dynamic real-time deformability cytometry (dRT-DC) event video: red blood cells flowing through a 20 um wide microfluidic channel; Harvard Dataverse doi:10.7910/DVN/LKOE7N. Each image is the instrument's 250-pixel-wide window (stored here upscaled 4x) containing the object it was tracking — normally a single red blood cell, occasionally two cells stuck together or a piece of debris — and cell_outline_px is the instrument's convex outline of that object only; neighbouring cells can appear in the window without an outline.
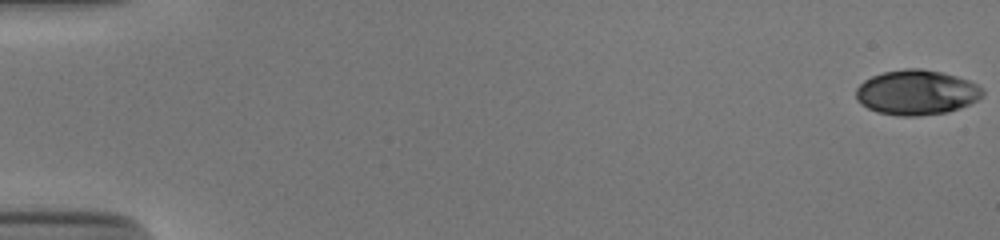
{"species": "human", "species_latin": "Homo sapiens", "temperature_condition": "cold", "stored_images_in_passage": 54, "camera_frame_rate_fps": 3000, "um_per_image_px": 0.085, "donor": {"sex": "male"}, "frame": {"image": 1, "passage_image": 1, "time_ms": 0.0, "image_size_px": [1000, 240], "cell_outline_px": [[984, 96], [960, 108], [948, 112], [920, 116], [900, 116], [876, 112], [860, 104], [856, 100], [856, 88], [864, 80], [872, 76], [884, 72], [908, 68], [920, 68], [940, 72], [956, 76], [968, 80], [984, 88]], "centroid_in_image_um": [77.9, 7.87], "position_along_channel_um": 7.1, "area_um2": 33.29}}
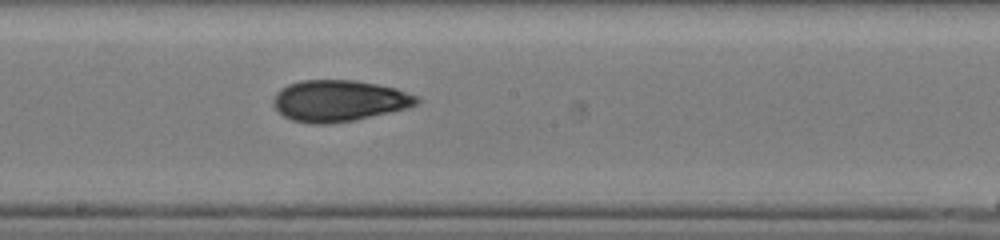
{"frame": {"image": 2, "passage_image": 31, "time_ms": 10.0, "image_size_px": [1000, 240], "cell_outline_px": [[420, 100], [416, 104], [408, 108], [352, 120], [328, 124], [316, 124], [292, 120], [284, 116], [272, 104], [272, 100], [276, 92], [280, 88], [288, 84], [300, 80], [352, 80], [376, 84], [396, 88], [416, 96]], "centroid_in_image_um": [28.77, 8.56], "position_along_channel_um": 219.4, "area_um2": 34.33}}
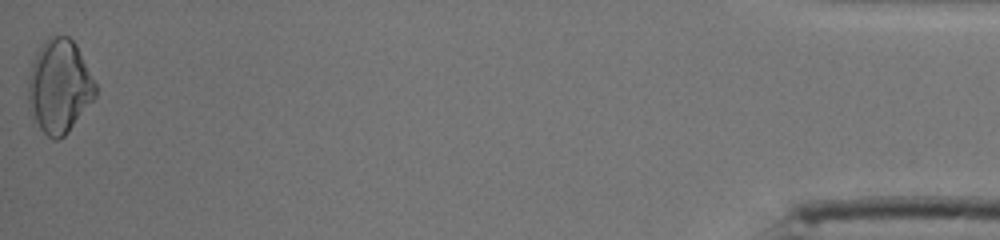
{"frame": {"image": 3, "passage_image": 54, "time_ms": 17.667, "image_size_px": [1000, 240], "cell_outline_px": [[96, 96], [68, 132], [64, 136], [56, 140], [52, 140], [32, 120], [28, 108], [28, 80], [32, 64], [36, 52], [44, 40], [48, 36], [68, 36], [76, 44], [96, 84]], "centroid_in_image_um": [5.02, 7.35], "position_along_channel_um": 430.2, "area_um2": 36.76}, "authors_computed_cell_mechanics": {"area_um2": 33.0905, "velocity_mm_per_s": 3.9013, "shape_relaxation_time_tau1_ms": 6.9645, "shape_relaxation_time_tau2_ms": 3.9073, "deformation_change_tau1": 0.1888, "deformation_change_tau2": 0.0909}}